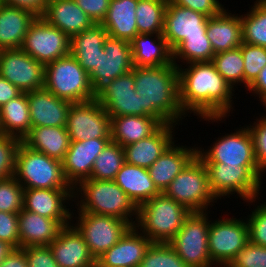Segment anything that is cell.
Wrapping results in <instances>:
<instances>
[{
  "label": "cell",
  "mask_w": 266,
  "mask_h": 267,
  "mask_svg": "<svg viewBox=\"0 0 266 267\" xmlns=\"http://www.w3.org/2000/svg\"><path fill=\"white\" fill-rule=\"evenodd\" d=\"M181 66H178L179 101L186 115L194 113L204 121L218 123L233 113L235 90L212 61L188 63L187 68Z\"/></svg>",
  "instance_id": "cell-1"
},
{
  "label": "cell",
  "mask_w": 266,
  "mask_h": 267,
  "mask_svg": "<svg viewBox=\"0 0 266 267\" xmlns=\"http://www.w3.org/2000/svg\"><path fill=\"white\" fill-rule=\"evenodd\" d=\"M131 71L136 93L141 96L142 109L162 124L179 126L180 120L187 115L179 101L178 67L174 63L156 67L134 66Z\"/></svg>",
  "instance_id": "cell-2"
},
{
  "label": "cell",
  "mask_w": 266,
  "mask_h": 267,
  "mask_svg": "<svg viewBox=\"0 0 266 267\" xmlns=\"http://www.w3.org/2000/svg\"><path fill=\"white\" fill-rule=\"evenodd\" d=\"M73 191L74 203L77 202L75 205L78 206L75 207L77 212L120 218L135 226L138 207L114 180L85 179L80 181Z\"/></svg>",
  "instance_id": "cell-3"
},
{
  "label": "cell",
  "mask_w": 266,
  "mask_h": 267,
  "mask_svg": "<svg viewBox=\"0 0 266 267\" xmlns=\"http://www.w3.org/2000/svg\"><path fill=\"white\" fill-rule=\"evenodd\" d=\"M190 213L162 192L138 207L135 227L152 243H169Z\"/></svg>",
  "instance_id": "cell-4"
},
{
  "label": "cell",
  "mask_w": 266,
  "mask_h": 267,
  "mask_svg": "<svg viewBox=\"0 0 266 267\" xmlns=\"http://www.w3.org/2000/svg\"><path fill=\"white\" fill-rule=\"evenodd\" d=\"M44 88L71 103L96 97L89 74L70 54L45 65Z\"/></svg>",
  "instance_id": "cell-5"
},
{
  "label": "cell",
  "mask_w": 266,
  "mask_h": 267,
  "mask_svg": "<svg viewBox=\"0 0 266 267\" xmlns=\"http://www.w3.org/2000/svg\"><path fill=\"white\" fill-rule=\"evenodd\" d=\"M14 176L24 189H73L65 180L62 162L21 142Z\"/></svg>",
  "instance_id": "cell-6"
},
{
  "label": "cell",
  "mask_w": 266,
  "mask_h": 267,
  "mask_svg": "<svg viewBox=\"0 0 266 267\" xmlns=\"http://www.w3.org/2000/svg\"><path fill=\"white\" fill-rule=\"evenodd\" d=\"M163 193L190 212L208 211V207L218 201L210 188L205 164L197 155L171 181Z\"/></svg>",
  "instance_id": "cell-7"
},
{
  "label": "cell",
  "mask_w": 266,
  "mask_h": 267,
  "mask_svg": "<svg viewBox=\"0 0 266 267\" xmlns=\"http://www.w3.org/2000/svg\"><path fill=\"white\" fill-rule=\"evenodd\" d=\"M204 150L200 146L197 147V156L203 163L247 166L260 180L263 179L264 173L256 162L254 140L248 125L236 129L233 133H226L221 138L218 137L212 146Z\"/></svg>",
  "instance_id": "cell-8"
},
{
  "label": "cell",
  "mask_w": 266,
  "mask_h": 267,
  "mask_svg": "<svg viewBox=\"0 0 266 267\" xmlns=\"http://www.w3.org/2000/svg\"><path fill=\"white\" fill-rule=\"evenodd\" d=\"M208 212H191L184 220L182 228L169 242L176 254L188 267H215L208 248Z\"/></svg>",
  "instance_id": "cell-9"
},
{
  "label": "cell",
  "mask_w": 266,
  "mask_h": 267,
  "mask_svg": "<svg viewBox=\"0 0 266 267\" xmlns=\"http://www.w3.org/2000/svg\"><path fill=\"white\" fill-rule=\"evenodd\" d=\"M210 188L217 199L236 195L245 203L259 200L261 180L247 166H227L223 163H204ZM259 198V199H258Z\"/></svg>",
  "instance_id": "cell-10"
},
{
  "label": "cell",
  "mask_w": 266,
  "mask_h": 267,
  "mask_svg": "<svg viewBox=\"0 0 266 267\" xmlns=\"http://www.w3.org/2000/svg\"><path fill=\"white\" fill-rule=\"evenodd\" d=\"M72 225L83 236L90 254L95 260L113 247L127 232L131 225L120 218L77 212Z\"/></svg>",
  "instance_id": "cell-11"
},
{
  "label": "cell",
  "mask_w": 266,
  "mask_h": 267,
  "mask_svg": "<svg viewBox=\"0 0 266 267\" xmlns=\"http://www.w3.org/2000/svg\"><path fill=\"white\" fill-rule=\"evenodd\" d=\"M248 224L236 217H222L209 224L208 248L211 261L216 267L227 266L235 255L248 243Z\"/></svg>",
  "instance_id": "cell-12"
},
{
  "label": "cell",
  "mask_w": 266,
  "mask_h": 267,
  "mask_svg": "<svg viewBox=\"0 0 266 267\" xmlns=\"http://www.w3.org/2000/svg\"><path fill=\"white\" fill-rule=\"evenodd\" d=\"M21 49L46 65L69 55L70 37L43 17H37L29 26Z\"/></svg>",
  "instance_id": "cell-13"
},
{
  "label": "cell",
  "mask_w": 266,
  "mask_h": 267,
  "mask_svg": "<svg viewBox=\"0 0 266 267\" xmlns=\"http://www.w3.org/2000/svg\"><path fill=\"white\" fill-rule=\"evenodd\" d=\"M66 129L71 142L111 139L110 116L96 99L72 103Z\"/></svg>",
  "instance_id": "cell-14"
},
{
  "label": "cell",
  "mask_w": 266,
  "mask_h": 267,
  "mask_svg": "<svg viewBox=\"0 0 266 267\" xmlns=\"http://www.w3.org/2000/svg\"><path fill=\"white\" fill-rule=\"evenodd\" d=\"M140 98L135 90L132 71L106 83L96 92L95 97L110 117L149 116L142 109Z\"/></svg>",
  "instance_id": "cell-15"
},
{
  "label": "cell",
  "mask_w": 266,
  "mask_h": 267,
  "mask_svg": "<svg viewBox=\"0 0 266 267\" xmlns=\"http://www.w3.org/2000/svg\"><path fill=\"white\" fill-rule=\"evenodd\" d=\"M0 75L27 93L44 87L45 65L21 48L0 50Z\"/></svg>",
  "instance_id": "cell-16"
},
{
  "label": "cell",
  "mask_w": 266,
  "mask_h": 267,
  "mask_svg": "<svg viewBox=\"0 0 266 267\" xmlns=\"http://www.w3.org/2000/svg\"><path fill=\"white\" fill-rule=\"evenodd\" d=\"M131 44L128 41L107 36L99 64L89 73L95 93L106 83L133 69Z\"/></svg>",
  "instance_id": "cell-17"
},
{
  "label": "cell",
  "mask_w": 266,
  "mask_h": 267,
  "mask_svg": "<svg viewBox=\"0 0 266 267\" xmlns=\"http://www.w3.org/2000/svg\"><path fill=\"white\" fill-rule=\"evenodd\" d=\"M73 189H24L23 209L49 219L58 220L64 227L75 220L72 209L65 205L74 201ZM67 201V202H66Z\"/></svg>",
  "instance_id": "cell-18"
},
{
  "label": "cell",
  "mask_w": 266,
  "mask_h": 267,
  "mask_svg": "<svg viewBox=\"0 0 266 267\" xmlns=\"http://www.w3.org/2000/svg\"><path fill=\"white\" fill-rule=\"evenodd\" d=\"M112 139H90L71 142L62 161L65 180L73 188L91 176L94 161Z\"/></svg>",
  "instance_id": "cell-19"
},
{
  "label": "cell",
  "mask_w": 266,
  "mask_h": 267,
  "mask_svg": "<svg viewBox=\"0 0 266 267\" xmlns=\"http://www.w3.org/2000/svg\"><path fill=\"white\" fill-rule=\"evenodd\" d=\"M209 17L168 0L163 36L173 51L187 36L206 35Z\"/></svg>",
  "instance_id": "cell-20"
},
{
  "label": "cell",
  "mask_w": 266,
  "mask_h": 267,
  "mask_svg": "<svg viewBox=\"0 0 266 267\" xmlns=\"http://www.w3.org/2000/svg\"><path fill=\"white\" fill-rule=\"evenodd\" d=\"M31 127H66L71 102L44 87L27 92Z\"/></svg>",
  "instance_id": "cell-21"
},
{
  "label": "cell",
  "mask_w": 266,
  "mask_h": 267,
  "mask_svg": "<svg viewBox=\"0 0 266 267\" xmlns=\"http://www.w3.org/2000/svg\"><path fill=\"white\" fill-rule=\"evenodd\" d=\"M152 241L135 226L96 260L104 267H139Z\"/></svg>",
  "instance_id": "cell-22"
},
{
  "label": "cell",
  "mask_w": 266,
  "mask_h": 267,
  "mask_svg": "<svg viewBox=\"0 0 266 267\" xmlns=\"http://www.w3.org/2000/svg\"><path fill=\"white\" fill-rule=\"evenodd\" d=\"M48 246L59 267H93L96 262L72 223L65 226Z\"/></svg>",
  "instance_id": "cell-23"
},
{
  "label": "cell",
  "mask_w": 266,
  "mask_h": 267,
  "mask_svg": "<svg viewBox=\"0 0 266 267\" xmlns=\"http://www.w3.org/2000/svg\"><path fill=\"white\" fill-rule=\"evenodd\" d=\"M175 126L172 123L163 124L148 138L124 146L125 162L148 169L176 141Z\"/></svg>",
  "instance_id": "cell-24"
},
{
  "label": "cell",
  "mask_w": 266,
  "mask_h": 267,
  "mask_svg": "<svg viewBox=\"0 0 266 267\" xmlns=\"http://www.w3.org/2000/svg\"><path fill=\"white\" fill-rule=\"evenodd\" d=\"M175 144V141L149 168V174L157 189L162 193L171 181L197 155V147Z\"/></svg>",
  "instance_id": "cell-25"
},
{
  "label": "cell",
  "mask_w": 266,
  "mask_h": 267,
  "mask_svg": "<svg viewBox=\"0 0 266 267\" xmlns=\"http://www.w3.org/2000/svg\"><path fill=\"white\" fill-rule=\"evenodd\" d=\"M42 17L70 38L95 24L74 0H48Z\"/></svg>",
  "instance_id": "cell-26"
},
{
  "label": "cell",
  "mask_w": 266,
  "mask_h": 267,
  "mask_svg": "<svg viewBox=\"0 0 266 267\" xmlns=\"http://www.w3.org/2000/svg\"><path fill=\"white\" fill-rule=\"evenodd\" d=\"M20 248L29 246H48L64 228L55 219L22 209L18 213Z\"/></svg>",
  "instance_id": "cell-27"
},
{
  "label": "cell",
  "mask_w": 266,
  "mask_h": 267,
  "mask_svg": "<svg viewBox=\"0 0 266 267\" xmlns=\"http://www.w3.org/2000/svg\"><path fill=\"white\" fill-rule=\"evenodd\" d=\"M227 11L224 8L207 21L206 35L215 54L236 49L243 42L241 16Z\"/></svg>",
  "instance_id": "cell-28"
},
{
  "label": "cell",
  "mask_w": 266,
  "mask_h": 267,
  "mask_svg": "<svg viewBox=\"0 0 266 267\" xmlns=\"http://www.w3.org/2000/svg\"><path fill=\"white\" fill-rule=\"evenodd\" d=\"M36 18L28 10L0 2V50L21 48L29 26Z\"/></svg>",
  "instance_id": "cell-29"
},
{
  "label": "cell",
  "mask_w": 266,
  "mask_h": 267,
  "mask_svg": "<svg viewBox=\"0 0 266 267\" xmlns=\"http://www.w3.org/2000/svg\"><path fill=\"white\" fill-rule=\"evenodd\" d=\"M130 44L133 66L156 67L173 64L172 50L163 34H137Z\"/></svg>",
  "instance_id": "cell-30"
},
{
  "label": "cell",
  "mask_w": 266,
  "mask_h": 267,
  "mask_svg": "<svg viewBox=\"0 0 266 267\" xmlns=\"http://www.w3.org/2000/svg\"><path fill=\"white\" fill-rule=\"evenodd\" d=\"M107 36L108 33L101 24H94L91 28L70 38L69 54L88 74L98 66Z\"/></svg>",
  "instance_id": "cell-31"
},
{
  "label": "cell",
  "mask_w": 266,
  "mask_h": 267,
  "mask_svg": "<svg viewBox=\"0 0 266 267\" xmlns=\"http://www.w3.org/2000/svg\"><path fill=\"white\" fill-rule=\"evenodd\" d=\"M138 0H110L109 8L101 25L108 36L131 42L138 34L135 10Z\"/></svg>",
  "instance_id": "cell-32"
},
{
  "label": "cell",
  "mask_w": 266,
  "mask_h": 267,
  "mask_svg": "<svg viewBox=\"0 0 266 267\" xmlns=\"http://www.w3.org/2000/svg\"><path fill=\"white\" fill-rule=\"evenodd\" d=\"M114 182L122 188L137 207L161 193L151 179L147 168L126 162L117 172Z\"/></svg>",
  "instance_id": "cell-33"
},
{
  "label": "cell",
  "mask_w": 266,
  "mask_h": 267,
  "mask_svg": "<svg viewBox=\"0 0 266 267\" xmlns=\"http://www.w3.org/2000/svg\"><path fill=\"white\" fill-rule=\"evenodd\" d=\"M163 124L152 116L110 117L112 142L124 147L154 134Z\"/></svg>",
  "instance_id": "cell-34"
},
{
  "label": "cell",
  "mask_w": 266,
  "mask_h": 267,
  "mask_svg": "<svg viewBox=\"0 0 266 267\" xmlns=\"http://www.w3.org/2000/svg\"><path fill=\"white\" fill-rule=\"evenodd\" d=\"M22 142L29 148L62 162L71 140L66 127L41 126L31 127Z\"/></svg>",
  "instance_id": "cell-35"
},
{
  "label": "cell",
  "mask_w": 266,
  "mask_h": 267,
  "mask_svg": "<svg viewBox=\"0 0 266 267\" xmlns=\"http://www.w3.org/2000/svg\"><path fill=\"white\" fill-rule=\"evenodd\" d=\"M2 134L23 139L31 130L27 93H22L0 108Z\"/></svg>",
  "instance_id": "cell-36"
},
{
  "label": "cell",
  "mask_w": 266,
  "mask_h": 267,
  "mask_svg": "<svg viewBox=\"0 0 266 267\" xmlns=\"http://www.w3.org/2000/svg\"><path fill=\"white\" fill-rule=\"evenodd\" d=\"M168 0H138L135 10L138 34H163Z\"/></svg>",
  "instance_id": "cell-37"
},
{
  "label": "cell",
  "mask_w": 266,
  "mask_h": 267,
  "mask_svg": "<svg viewBox=\"0 0 266 267\" xmlns=\"http://www.w3.org/2000/svg\"><path fill=\"white\" fill-rule=\"evenodd\" d=\"M214 55L215 53L207 35H195L187 36L172 51V60L173 63L178 67L179 61L185 64L192 62L212 61Z\"/></svg>",
  "instance_id": "cell-38"
},
{
  "label": "cell",
  "mask_w": 266,
  "mask_h": 267,
  "mask_svg": "<svg viewBox=\"0 0 266 267\" xmlns=\"http://www.w3.org/2000/svg\"><path fill=\"white\" fill-rule=\"evenodd\" d=\"M241 22L243 42L266 48V5L256 0Z\"/></svg>",
  "instance_id": "cell-39"
},
{
  "label": "cell",
  "mask_w": 266,
  "mask_h": 267,
  "mask_svg": "<svg viewBox=\"0 0 266 267\" xmlns=\"http://www.w3.org/2000/svg\"><path fill=\"white\" fill-rule=\"evenodd\" d=\"M124 163L123 147L111 141L94 161L89 179L114 180Z\"/></svg>",
  "instance_id": "cell-40"
},
{
  "label": "cell",
  "mask_w": 266,
  "mask_h": 267,
  "mask_svg": "<svg viewBox=\"0 0 266 267\" xmlns=\"http://www.w3.org/2000/svg\"><path fill=\"white\" fill-rule=\"evenodd\" d=\"M244 58L241 52V46L236 49L217 53L213 56L217 71L234 88L236 84L244 85Z\"/></svg>",
  "instance_id": "cell-41"
},
{
  "label": "cell",
  "mask_w": 266,
  "mask_h": 267,
  "mask_svg": "<svg viewBox=\"0 0 266 267\" xmlns=\"http://www.w3.org/2000/svg\"><path fill=\"white\" fill-rule=\"evenodd\" d=\"M139 267H188L169 243H151Z\"/></svg>",
  "instance_id": "cell-42"
},
{
  "label": "cell",
  "mask_w": 266,
  "mask_h": 267,
  "mask_svg": "<svg viewBox=\"0 0 266 267\" xmlns=\"http://www.w3.org/2000/svg\"><path fill=\"white\" fill-rule=\"evenodd\" d=\"M241 52L244 58V88L248 89L266 66V48L242 42Z\"/></svg>",
  "instance_id": "cell-43"
},
{
  "label": "cell",
  "mask_w": 266,
  "mask_h": 267,
  "mask_svg": "<svg viewBox=\"0 0 266 267\" xmlns=\"http://www.w3.org/2000/svg\"><path fill=\"white\" fill-rule=\"evenodd\" d=\"M24 188L15 176L0 180V211L19 213L23 209Z\"/></svg>",
  "instance_id": "cell-44"
},
{
  "label": "cell",
  "mask_w": 266,
  "mask_h": 267,
  "mask_svg": "<svg viewBox=\"0 0 266 267\" xmlns=\"http://www.w3.org/2000/svg\"><path fill=\"white\" fill-rule=\"evenodd\" d=\"M21 142L16 136L0 135V180L14 175L16 155Z\"/></svg>",
  "instance_id": "cell-45"
},
{
  "label": "cell",
  "mask_w": 266,
  "mask_h": 267,
  "mask_svg": "<svg viewBox=\"0 0 266 267\" xmlns=\"http://www.w3.org/2000/svg\"><path fill=\"white\" fill-rule=\"evenodd\" d=\"M227 267H266V247L248 241Z\"/></svg>",
  "instance_id": "cell-46"
},
{
  "label": "cell",
  "mask_w": 266,
  "mask_h": 267,
  "mask_svg": "<svg viewBox=\"0 0 266 267\" xmlns=\"http://www.w3.org/2000/svg\"><path fill=\"white\" fill-rule=\"evenodd\" d=\"M256 206L246 218L249 242L266 247V202Z\"/></svg>",
  "instance_id": "cell-47"
},
{
  "label": "cell",
  "mask_w": 266,
  "mask_h": 267,
  "mask_svg": "<svg viewBox=\"0 0 266 267\" xmlns=\"http://www.w3.org/2000/svg\"><path fill=\"white\" fill-rule=\"evenodd\" d=\"M256 121L249 124L248 128L251 131L254 140V154L256 162L260 170L266 171V119L263 117L256 118Z\"/></svg>",
  "instance_id": "cell-48"
},
{
  "label": "cell",
  "mask_w": 266,
  "mask_h": 267,
  "mask_svg": "<svg viewBox=\"0 0 266 267\" xmlns=\"http://www.w3.org/2000/svg\"><path fill=\"white\" fill-rule=\"evenodd\" d=\"M0 240L7 242L14 249L20 248L18 213L0 211Z\"/></svg>",
  "instance_id": "cell-49"
},
{
  "label": "cell",
  "mask_w": 266,
  "mask_h": 267,
  "mask_svg": "<svg viewBox=\"0 0 266 267\" xmlns=\"http://www.w3.org/2000/svg\"><path fill=\"white\" fill-rule=\"evenodd\" d=\"M25 252L28 267H59L49 246L21 248Z\"/></svg>",
  "instance_id": "cell-50"
},
{
  "label": "cell",
  "mask_w": 266,
  "mask_h": 267,
  "mask_svg": "<svg viewBox=\"0 0 266 267\" xmlns=\"http://www.w3.org/2000/svg\"><path fill=\"white\" fill-rule=\"evenodd\" d=\"M172 4L203 13L208 17L218 15L225 7L219 0H169Z\"/></svg>",
  "instance_id": "cell-51"
},
{
  "label": "cell",
  "mask_w": 266,
  "mask_h": 267,
  "mask_svg": "<svg viewBox=\"0 0 266 267\" xmlns=\"http://www.w3.org/2000/svg\"><path fill=\"white\" fill-rule=\"evenodd\" d=\"M95 24H101L105 19L110 0H74Z\"/></svg>",
  "instance_id": "cell-52"
},
{
  "label": "cell",
  "mask_w": 266,
  "mask_h": 267,
  "mask_svg": "<svg viewBox=\"0 0 266 267\" xmlns=\"http://www.w3.org/2000/svg\"><path fill=\"white\" fill-rule=\"evenodd\" d=\"M48 0H0V2L25 9L32 12L37 17H42L46 9Z\"/></svg>",
  "instance_id": "cell-53"
},
{
  "label": "cell",
  "mask_w": 266,
  "mask_h": 267,
  "mask_svg": "<svg viewBox=\"0 0 266 267\" xmlns=\"http://www.w3.org/2000/svg\"><path fill=\"white\" fill-rule=\"evenodd\" d=\"M21 94L22 92L16 86L0 75V108Z\"/></svg>",
  "instance_id": "cell-54"
},
{
  "label": "cell",
  "mask_w": 266,
  "mask_h": 267,
  "mask_svg": "<svg viewBox=\"0 0 266 267\" xmlns=\"http://www.w3.org/2000/svg\"><path fill=\"white\" fill-rule=\"evenodd\" d=\"M0 267H28L25 252L19 249H13Z\"/></svg>",
  "instance_id": "cell-55"
},
{
  "label": "cell",
  "mask_w": 266,
  "mask_h": 267,
  "mask_svg": "<svg viewBox=\"0 0 266 267\" xmlns=\"http://www.w3.org/2000/svg\"><path fill=\"white\" fill-rule=\"evenodd\" d=\"M255 97H259L260 99L266 95V66L260 71L258 78L255 82L247 89Z\"/></svg>",
  "instance_id": "cell-56"
},
{
  "label": "cell",
  "mask_w": 266,
  "mask_h": 267,
  "mask_svg": "<svg viewBox=\"0 0 266 267\" xmlns=\"http://www.w3.org/2000/svg\"><path fill=\"white\" fill-rule=\"evenodd\" d=\"M13 249L14 248L10 244L0 240V266L2 265V262L5 260V258Z\"/></svg>",
  "instance_id": "cell-57"
},
{
  "label": "cell",
  "mask_w": 266,
  "mask_h": 267,
  "mask_svg": "<svg viewBox=\"0 0 266 267\" xmlns=\"http://www.w3.org/2000/svg\"><path fill=\"white\" fill-rule=\"evenodd\" d=\"M259 101L263 104V106L265 107V109L264 110H266V95H264L261 99H259ZM263 118H265L266 119V115L264 116H262Z\"/></svg>",
  "instance_id": "cell-58"
},
{
  "label": "cell",
  "mask_w": 266,
  "mask_h": 267,
  "mask_svg": "<svg viewBox=\"0 0 266 267\" xmlns=\"http://www.w3.org/2000/svg\"><path fill=\"white\" fill-rule=\"evenodd\" d=\"M93 267H104V266L100 265V264L96 261Z\"/></svg>",
  "instance_id": "cell-59"
},
{
  "label": "cell",
  "mask_w": 266,
  "mask_h": 267,
  "mask_svg": "<svg viewBox=\"0 0 266 267\" xmlns=\"http://www.w3.org/2000/svg\"><path fill=\"white\" fill-rule=\"evenodd\" d=\"M260 1L266 5V0H260Z\"/></svg>",
  "instance_id": "cell-60"
},
{
  "label": "cell",
  "mask_w": 266,
  "mask_h": 267,
  "mask_svg": "<svg viewBox=\"0 0 266 267\" xmlns=\"http://www.w3.org/2000/svg\"><path fill=\"white\" fill-rule=\"evenodd\" d=\"M2 134L1 124H0V135Z\"/></svg>",
  "instance_id": "cell-61"
}]
</instances>
